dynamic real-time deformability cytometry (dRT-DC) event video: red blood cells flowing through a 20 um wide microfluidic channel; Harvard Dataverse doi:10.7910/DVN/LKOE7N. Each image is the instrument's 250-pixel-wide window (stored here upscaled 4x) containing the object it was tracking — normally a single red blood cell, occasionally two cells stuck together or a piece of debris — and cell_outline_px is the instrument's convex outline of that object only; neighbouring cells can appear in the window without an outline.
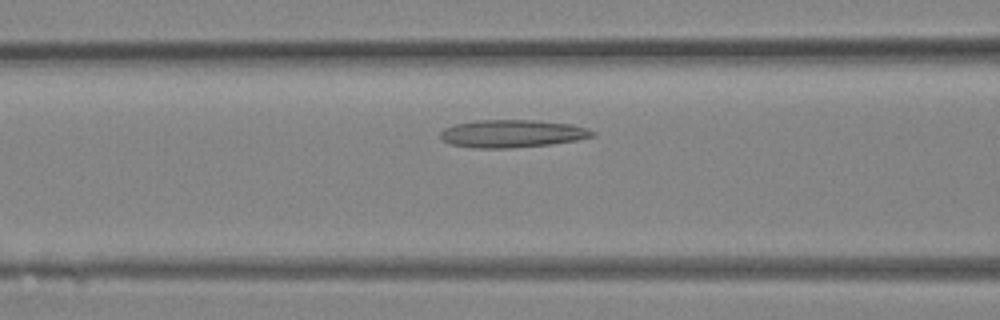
{"species": "Egyptian fruit bat (a non-hibernating species)", "species_latin": "Rousettus aegyptiacus", "temperature_condition": "room temperature", "stored_images_in_passage": 26, "camera_frame_rate_fps": 3000, "um_per_image_px": 0.085, "animal": {"sex": "female"}, "frame": {"image": 1, "passage_image": 6, "time_ms": 1.667, "image_size_px": [1000, 320], "cell_outline_px": [[596, 136], [576, 140], [552, 144], [508, 148], [472, 148], [448, 144], [440, 140], [440, 132], [444, 128], [456, 124], [476, 120], [536, 120], [572, 124], [588, 128], [596, 132]], "centroid_in_image_um": [43.52, 11.36], "position_along_channel_um": 123.1, "area_um2": 24.85}}
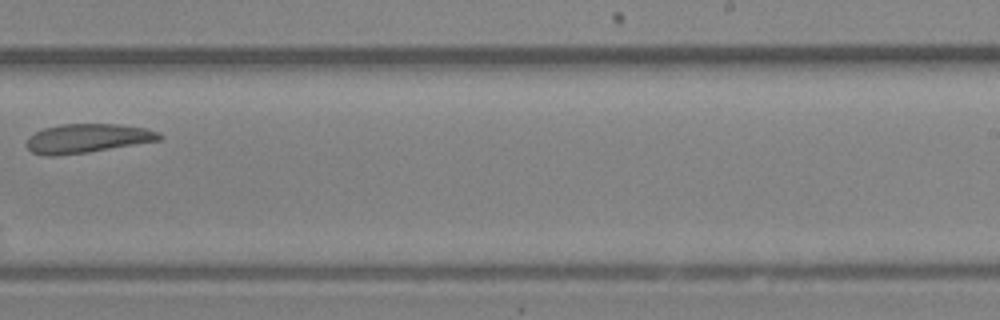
{"frame": {"image": 2, "passage_image": 14, "time_ms": 4.333, "image_size_px": [1000, 320], "cell_outline_px": [[164, 136], [160, 140], [88, 152], [56, 156], [44, 156], [32, 152], [24, 144], [28, 136], [44, 128], [60, 124], [120, 124], [144, 128], [160, 132]], "centroid_in_image_um": [7.39, 11.76], "position_along_channel_um": 281.6, "area_um2": 22.6}}
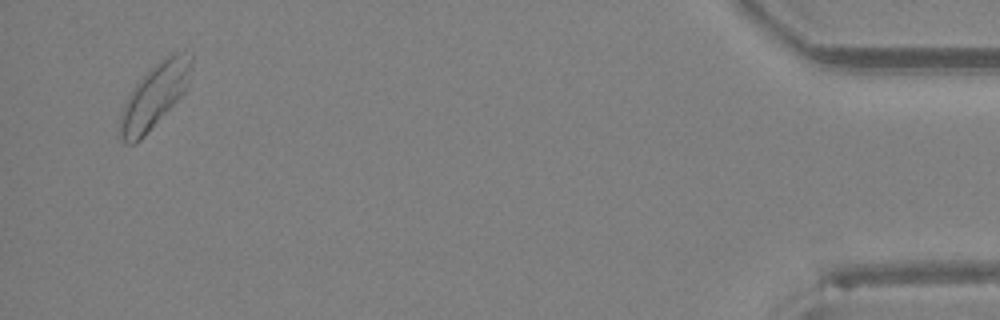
{"frame": {"image": 3, "passage_image": 25, "time_ms": 8.0, "image_size_px": [1000, 320], "cell_outline_px": [[192, 68], [188, 84], [184, 92], [144, 136], [140, 140], [132, 144], [124, 144], [120, 140], [120, 116], [128, 96], [136, 84], [156, 64], [172, 52], [180, 52], [192, 56]], "centroid_in_image_um": [13.13, 8.17], "position_along_channel_um": 422.1, "area_um2": 25.89}}